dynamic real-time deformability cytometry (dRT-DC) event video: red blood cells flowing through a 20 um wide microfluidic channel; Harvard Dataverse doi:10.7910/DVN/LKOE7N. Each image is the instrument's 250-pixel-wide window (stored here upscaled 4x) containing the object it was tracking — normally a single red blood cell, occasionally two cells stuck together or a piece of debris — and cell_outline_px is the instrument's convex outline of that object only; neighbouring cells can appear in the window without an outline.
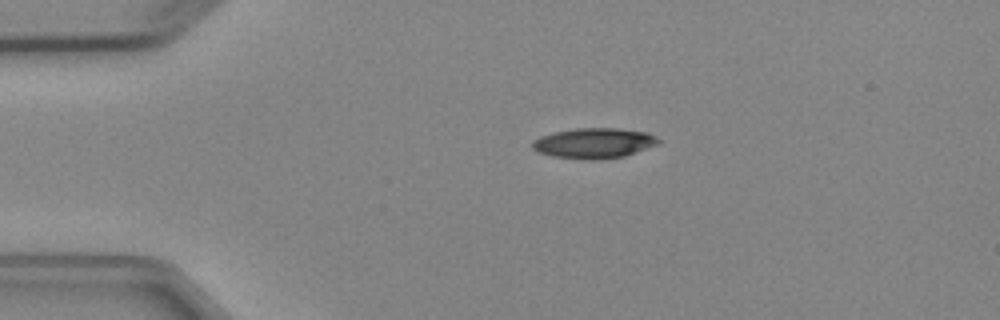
{"species": "Egyptian fruit bat (a non-hibernating species)", "species_latin": "Rousettus aegyptiacus", "temperature_condition": "cold", "stored_images_in_passage": 2, "camera_frame_rate_fps": 3000, "um_per_image_px": 0.085, "animal": {"sex": "female"}, "frame": {"image": 1, "passage_image": 1, "time_ms": 0.0, "image_size_px": [1000, 320], "cell_outline_px": [[660, 144], [624, 156], [552, 156], [540, 152], [532, 148], [532, 140], [540, 136], [552, 132], [576, 128], [616, 128], [648, 132], [656, 136], [660, 140]], "centroid_in_image_um": [50.52, 12.09], "position_along_channel_um": 34.5, "area_um2": 21.27}}